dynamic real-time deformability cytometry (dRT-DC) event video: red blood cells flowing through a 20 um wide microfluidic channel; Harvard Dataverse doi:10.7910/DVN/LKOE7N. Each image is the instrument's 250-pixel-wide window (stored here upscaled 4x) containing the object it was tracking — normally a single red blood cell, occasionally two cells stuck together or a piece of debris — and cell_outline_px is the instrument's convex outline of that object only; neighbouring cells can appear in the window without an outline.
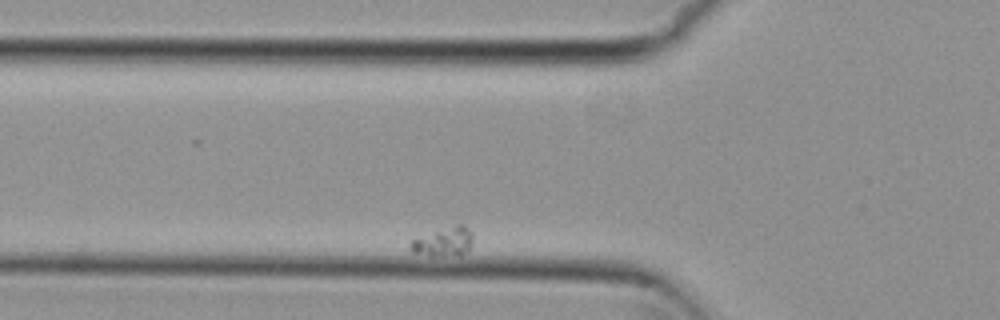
{"species": "common noctule bat (a hibernating species)", "species_latin": "Nyctalus noctula", "temperature_condition": "cold", "stored_images_in_passage": 11, "segment_of_instrument_passage": [1, 2], "camera_frame_rate_fps": 3000, "um_per_image_px": 0.085, "animal": {"sex": "female", "body_mass_g": 29.2, "forearm_length_mm": 56.3}, "frame": {"image": 1, "passage_image": 3, "time_ms": 0.667, "image_size_px": [1000, 320], "cell_outline_px": [[472, 240], [468, 252], [460, 256], [432, 256], [412, 252], [408, 244], [412, 240], [456, 224], [464, 224], [472, 232]], "centroid_in_image_um": [37.76, 20.58], "position_along_channel_um": 88.0, "area_um2": 10.58}}